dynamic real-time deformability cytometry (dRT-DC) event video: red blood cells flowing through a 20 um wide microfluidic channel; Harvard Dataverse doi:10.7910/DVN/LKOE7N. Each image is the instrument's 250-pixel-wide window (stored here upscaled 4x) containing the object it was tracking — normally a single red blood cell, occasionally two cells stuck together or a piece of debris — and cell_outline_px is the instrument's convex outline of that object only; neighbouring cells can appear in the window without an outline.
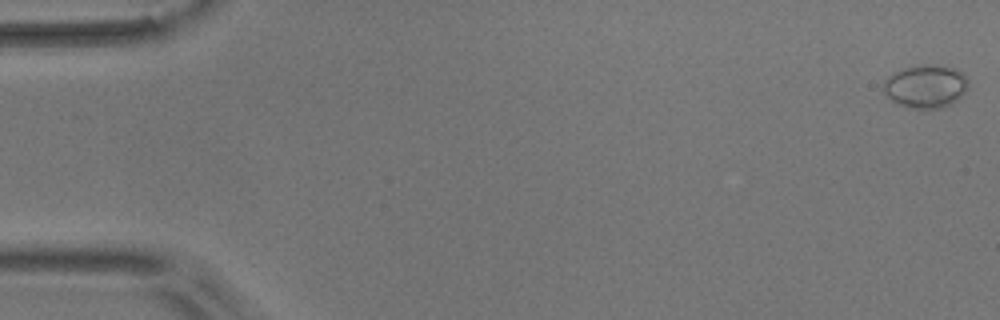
{"species": "common noctule bat (a hibernating species)", "species_latin": "Nyctalus noctula", "temperature_condition": "room temperature", "stored_images_in_passage": 50, "camera_frame_rate_fps": 3000, "um_per_image_px": 0.085, "animal": {"sex": "male", "body_mass_g": 17.9}, "frame": {"image": 1, "passage_image": 1, "time_ms": 0.0, "image_size_px": [1000, 320], "cell_outline_px": [[968, 84], [964, 92], [956, 100], [940, 108], [912, 108], [900, 104], [892, 100], [884, 92], [884, 80], [888, 76], [904, 68], [924, 64], [932, 64], [956, 68], [964, 72], [968, 80]], "centroid_in_image_um": [78.7, 7.31], "position_along_channel_um": 6.3, "area_um2": 21.1}}
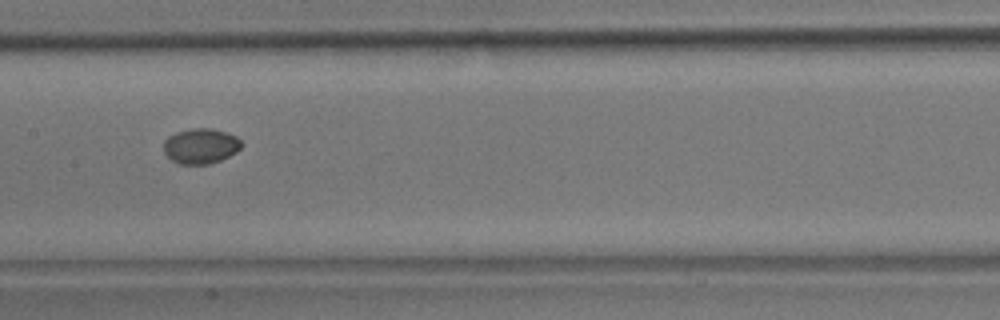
{"frame": {"image": 2, "passage_image": 28, "time_ms": 9.0, "image_size_px": [1000, 320], "cell_outline_px": [[244, 144], [236, 152], [220, 160], [208, 164], [180, 164], [172, 160], [164, 152], [164, 140], [168, 136], [176, 132], [192, 128], [212, 128], [236, 136]], "centroid_in_image_um": [17.06, 12.4], "position_along_channel_um": 190.3, "area_um2": 15.95}}
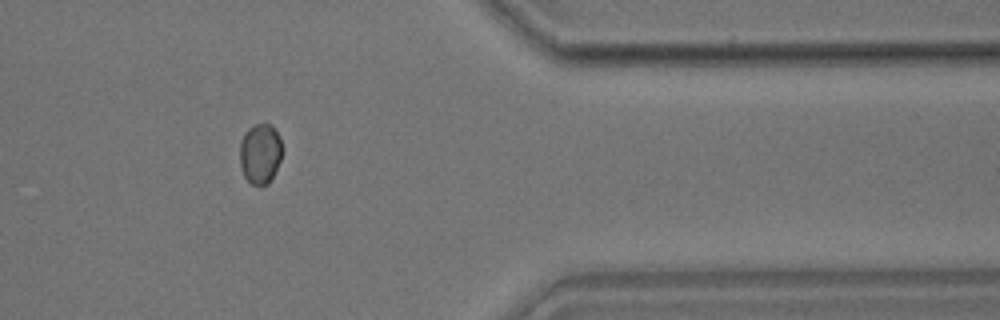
{"frame": {"image": 3, "passage_image": 46, "time_ms": 15.0, "image_size_px": [1000, 320], "cell_outline_px": [[284, 152], [268, 184], [260, 188], [252, 184], [244, 176], [240, 164], [240, 140], [244, 132], [248, 128], [256, 124], [272, 124], [280, 136]], "centroid_in_image_um": [22.13, 13.05], "position_along_channel_um": 389.3, "area_um2": 15.26}, "authors_computed_cell_mechanics": {"area_um2": 16.0684, "velocity_mm_per_s": 3.6342, "shape_relaxation_time_tau1_ms": 3.9892, "shape_relaxation_time_tau2_ms": null, "deformation_change_tau1": 0.0823, "deformation_change_tau2": null}}